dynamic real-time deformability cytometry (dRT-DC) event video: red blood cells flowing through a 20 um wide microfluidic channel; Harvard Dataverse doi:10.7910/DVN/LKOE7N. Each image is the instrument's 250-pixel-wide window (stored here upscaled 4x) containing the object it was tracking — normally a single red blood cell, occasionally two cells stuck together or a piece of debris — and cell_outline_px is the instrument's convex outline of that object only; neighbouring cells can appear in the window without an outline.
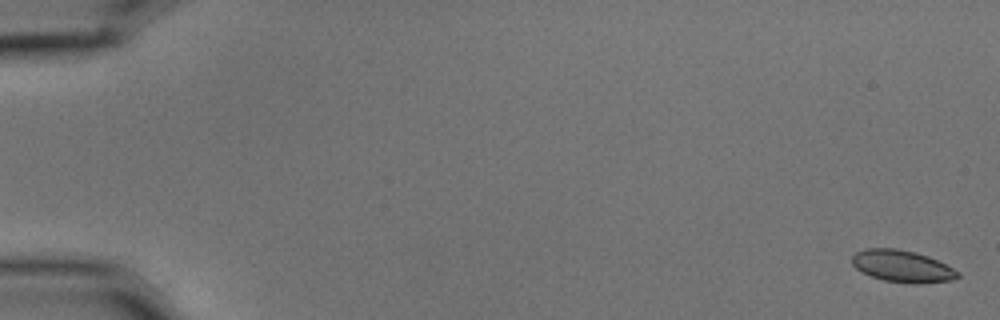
{"species": "common noctule bat (a hibernating species)", "species_latin": "Nyctalus noctula", "temperature_condition": "cold", "stored_images_in_passage": 6, "camera_frame_rate_fps": 3000, "um_per_image_px": 0.085, "animal": {"sex": "male", "body_mass_g": 15.6}, "frame": {"image": 1, "passage_image": 1, "time_ms": 0.0, "image_size_px": [1000, 320], "cell_outline_px": [[960, 276], [952, 280], [920, 284], [912, 284], [884, 280], [860, 272], [852, 264], [852, 256], [856, 252], [868, 248], [896, 248], [916, 252], [928, 256], [960, 272]], "centroid_in_image_um": [76.69, 22.63], "position_along_channel_um": 8.3, "area_um2": 19.71}}
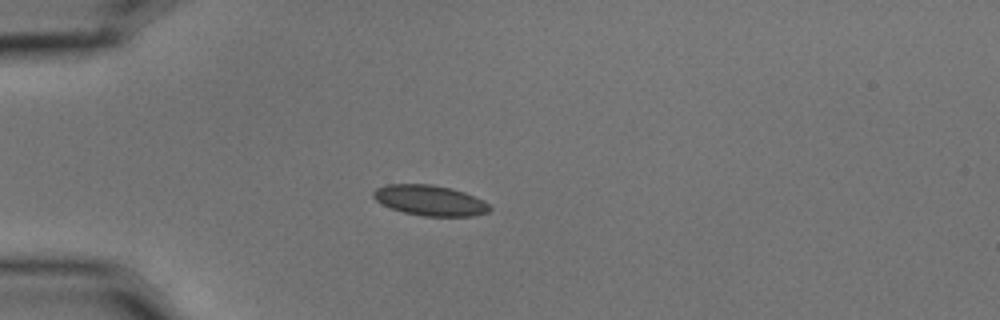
{"frame": {"image": 2, "passage_image": 5, "time_ms": 1.333, "image_size_px": [1000, 320], "cell_outline_px": [[492, 208], [488, 212], [472, 216], [424, 216], [404, 212], [392, 208], [376, 200], [372, 196], [372, 192], [376, 188], [388, 184], [432, 184], [452, 188], [464, 192], [484, 200]], "centroid_in_image_um": [36.56, 17.02], "position_along_channel_um": 48.4, "area_um2": 20.58}}